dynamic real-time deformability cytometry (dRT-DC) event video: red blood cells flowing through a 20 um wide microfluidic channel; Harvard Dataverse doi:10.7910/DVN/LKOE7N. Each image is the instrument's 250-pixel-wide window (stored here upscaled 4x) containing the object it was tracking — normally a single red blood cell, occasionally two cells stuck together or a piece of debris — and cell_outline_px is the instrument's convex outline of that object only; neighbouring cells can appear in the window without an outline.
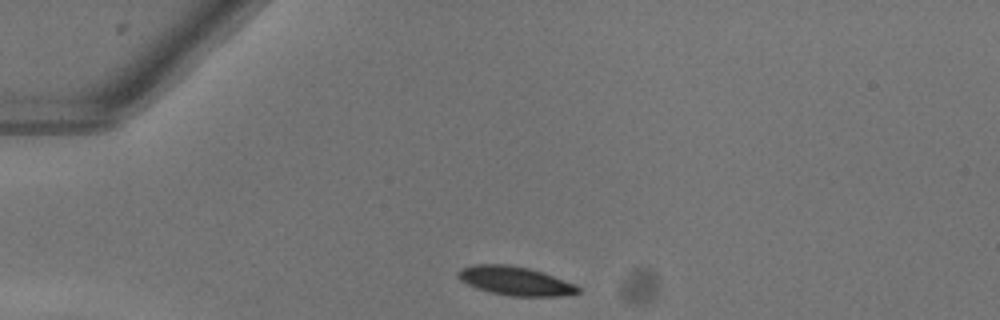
{"species": "common noctule bat (a hibernating species)", "species_latin": "Nyctalus noctula", "temperature_condition": "warm", "stored_images_in_passage": 40, "camera_frame_rate_fps": 3000, "um_per_image_px": 0.085, "animal": {"sex": "female"}, "frame": {"image": 1, "passage_image": 1, "time_ms": 0.0, "image_size_px": [1000, 320], "cell_outline_px": [[580, 292], [560, 296], [512, 296], [488, 292], [476, 288], [460, 280], [456, 276], [456, 272], [460, 268], [476, 264], [508, 264], [528, 268], [576, 284], [580, 288]], "centroid_in_image_um": [43.74, 23.87], "position_along_channel_um": 41.3, "area_um2": 20.11}}
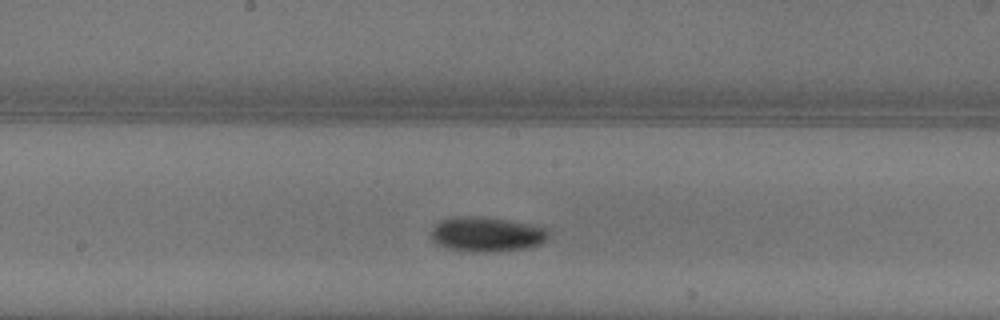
{"frame": {"image": 2, "passage_image": 16, "time_ms": 5.0, "image_size_px": [1000, 320], "cell_outline_px": [[552, 232], [540, 244], [524, 248], [488, 252], [472, 252], [444, 248], [436, 244], [432, 240], [432, 228], [440, 220], [452, 216], [484, 216], [508, 220], [552, 228]], "centroid_in_image_um": [41.37, 19.9], "position_along_channel_um": 206.8, "area_um2": 24.22}}
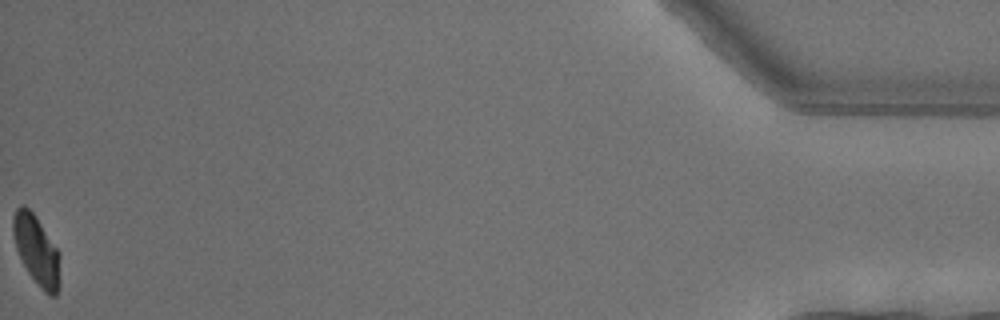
{"frame": {"image": 3, "passage_image": 40, "time_ms": 13.0, "image_size_px": [1000, 320], "cell_outline_px": [[60, 288], [56, 296], [48, 296], [44, 292], [28, 272], [16, 248], [12, 232], [12, 216], [16, 208], [20, 204], [24, 204], [32, 212], [60, 252]], "centroid_in_image_um": [3.12, 21.28], "position_along_channel_um": 432.1, "area_um2": 19.19}, "authors_computed_cell_mechanics": {"area_um2": 21.386, "velocity_mm_per_s": 4.0363, "shape_relaxation_time_tau1_ms": 2.3743, "shape_relaxation_time_tau2_ms": null, "deformation_change_tau1": 0.1173, "deformation_change_tau2": null}}